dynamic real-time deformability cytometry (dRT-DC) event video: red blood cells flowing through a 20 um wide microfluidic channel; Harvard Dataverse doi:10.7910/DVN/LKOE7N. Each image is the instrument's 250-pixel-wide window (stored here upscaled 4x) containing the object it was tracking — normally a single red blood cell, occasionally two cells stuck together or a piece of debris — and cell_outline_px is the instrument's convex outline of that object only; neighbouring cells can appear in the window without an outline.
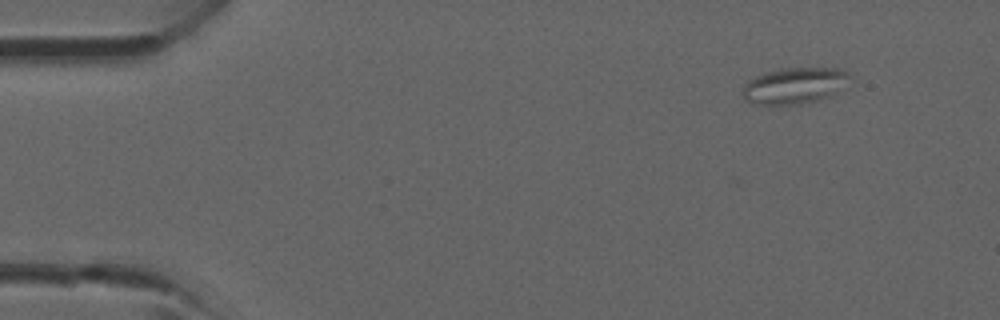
{"species": "common noctule bat (a hibernating species)", "species_latin": "Nyctalus noctula", "temperature_condition": "room temperature", "stored_images_in_passage": 3, "camera_frame_rate_fps": 3000, "um_per_image_px": 0.085, "animal": {"sex": "male", "forearm_length_mm": 52.5}, "frame": {"image": 1, "passage_image": 1, "time_ms": 0.0, "image_size_px": [1000, 320], "cell_outline_px": [[852, 76], [832, 96], [808, 104], [748, 104], [740, 96], [744, 84], [748, 80], [764, 72], [780, 68], [844, 68]], "centroid_in_image_um": [67.5, 7.29], "position_along_channel_um": 17.5, "area_um2": 23.18}}